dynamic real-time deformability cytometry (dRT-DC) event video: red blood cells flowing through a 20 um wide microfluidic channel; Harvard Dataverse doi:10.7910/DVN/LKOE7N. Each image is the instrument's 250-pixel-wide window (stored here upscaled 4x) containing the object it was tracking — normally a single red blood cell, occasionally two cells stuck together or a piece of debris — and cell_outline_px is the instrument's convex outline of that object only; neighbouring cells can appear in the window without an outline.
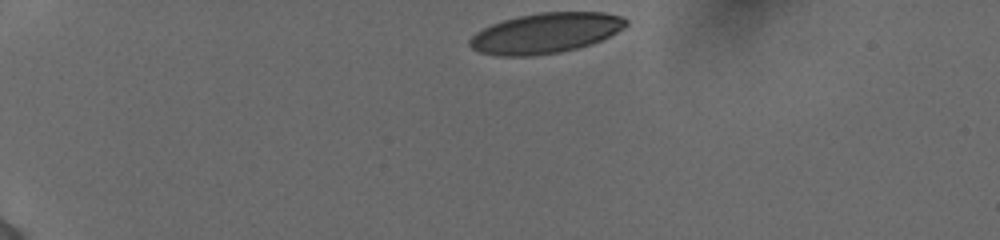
{"species": "human", "species_latin": "Homo sapiens", "temperature_condition": "cold", "stored_images_in_passage": 37, "camera_frame_rate_fps": 3000, "um_per_image_px": 0.085, "donor": {"sex": "female"}, "frame": {"image": 1, "passage_image": 1, "time_ms": 0.0, "image_size_px": [1000, 240], "cell_outline_px": [[628, 24], [624, 28], [600, 40], [576, 48], [560, 52], [532, 56], [496, 56], [480, 52], [472, 48], [468, 44], [468, 40], [476, 32], [492, 24], [504, 20], [520, 16], [540, 12], [604, 12], [620, 16], [628, 20]], "centroid_in_image_um": [46.36, 2.81], "position_along_channel_um": 38.6, "area_um2": 36.47}}
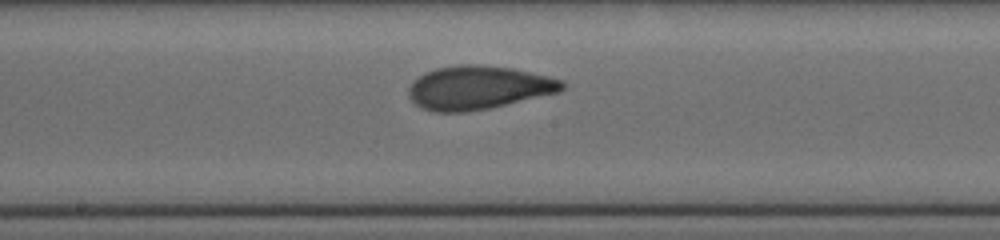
{"frame": {"image": 2, "passage_image": 20, "time_ms": 6.333, "image_size_px": [1000, 240], "cell_outline_px": [[568, 84], [560, 92], [488, 108], [464, 112], [432, 112], [420, 108], [408, 96], [408, 88], [412, 80], [424, 72], [436, 68], [460, 64], [476, 64], [512, 68], [548, 76], [564, 80]], "centroid_in_image_um": [40.64, 7.44], "position_along_channel_um": 207.6, "area_um2": 39.25}}
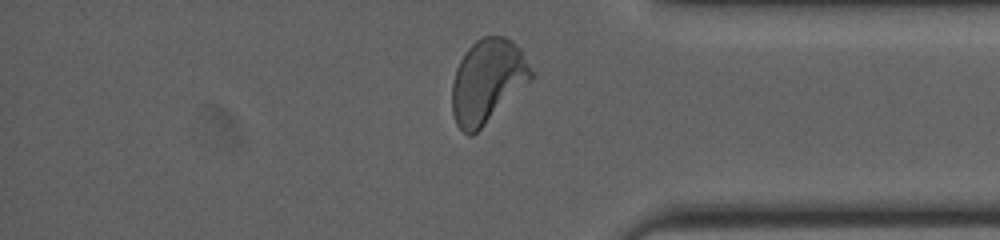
{"frame": {"image": 3, "passage_image": 35, "time_ms": 11.333, "image_size_px": [1000, 240], "cell_outline_px": [[536, 76], [532, 80], [472, 136], [468, 136], [456, 124], [452, 112], [452, 84], [456, 68], [464, 52], [476, 40], [484, 36], [504, 36], [512, 40], [520, 48]], "centroid_in_image_um": [41.45, 6.88], "position_along_channel_um": 393.8, "area_um2": 38.73}, "authors_computed_cell_mechanics": {"area_um2": 38.0324, "velocity_mm_per_s": 3.8751, "shape_relaxation_time_tau1_ms": 4.1269, "shape_relaxation_time_tau2_ms": 0.99, "deformation_change_tau1": 0.1676, "deformation_change_tau2": 0.0769}}